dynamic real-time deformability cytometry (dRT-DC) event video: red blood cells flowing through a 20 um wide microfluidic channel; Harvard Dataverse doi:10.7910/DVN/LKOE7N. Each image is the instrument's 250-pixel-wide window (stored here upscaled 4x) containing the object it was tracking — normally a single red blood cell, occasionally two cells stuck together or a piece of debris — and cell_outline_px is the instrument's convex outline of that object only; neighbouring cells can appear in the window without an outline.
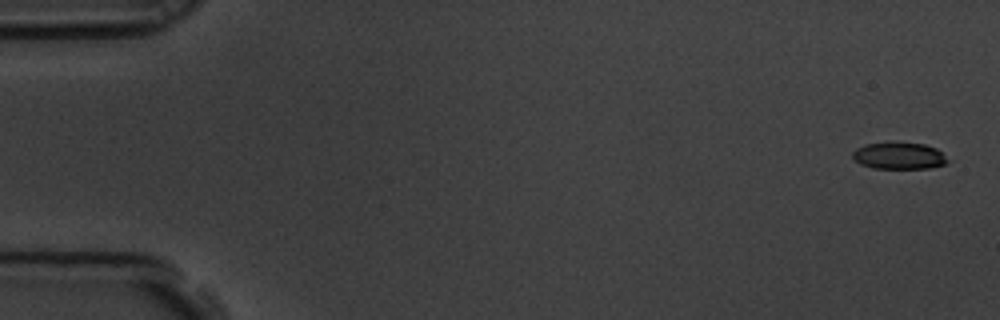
{"species": "common noctule bat (a hibernating species)", "species_latin": "Nyctalus noctula", "temperature_condition": "room temperature", "stored_images_in_passage": 6, "camera_frame_rate_fps": 3000, "um_per_image_px": 0.085, "animal": {"sex": "male", "body_mass_g": 19.5, "forearm_length_mm": 54.6}, "frame": {"image": 1, "passage_image": 1, "time_ms": 0.0, "image_size_px": [1000, 320], "cell_outline_px": [[952, 160], [944, 164], [928, 168], [872, 168], [860, 164], [852, 156], [852, 152], [856, 148], [864, 144], [896, 140], [924, 144], [936, 148]], "centroid_in_image_um": [76.42, 13.2], "position_along_channel_um": 8.6, "area_um2": 15.37}}
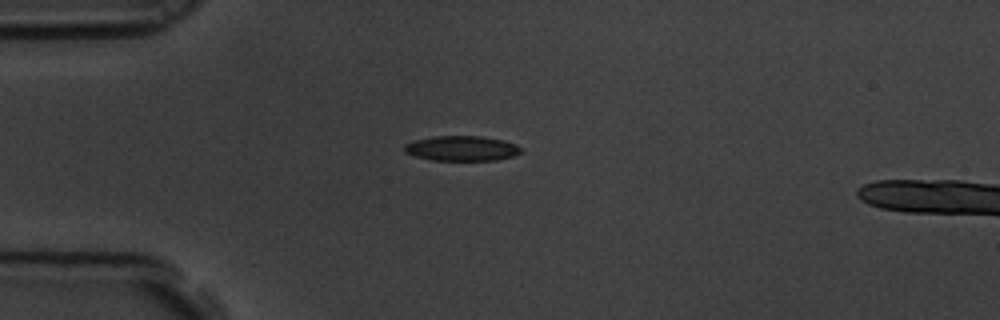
{"frame": {"image": 2, "passage_image": 5, "time_ms": 1.333, "image_size_px": [1000, 320], "cell_outline_px": [[520, 152], [512, 156], [496, 160], [432, 160], [416, 156], [404, 152], [404, 144], [412, 140], [432, 136], [480, 136], [504, 140], [516, 144], [520, 148]], "centroid_in_image_um": [39.2, 12.6], "position_along_channel_um": 45.8, "area_um2": 16.99}}